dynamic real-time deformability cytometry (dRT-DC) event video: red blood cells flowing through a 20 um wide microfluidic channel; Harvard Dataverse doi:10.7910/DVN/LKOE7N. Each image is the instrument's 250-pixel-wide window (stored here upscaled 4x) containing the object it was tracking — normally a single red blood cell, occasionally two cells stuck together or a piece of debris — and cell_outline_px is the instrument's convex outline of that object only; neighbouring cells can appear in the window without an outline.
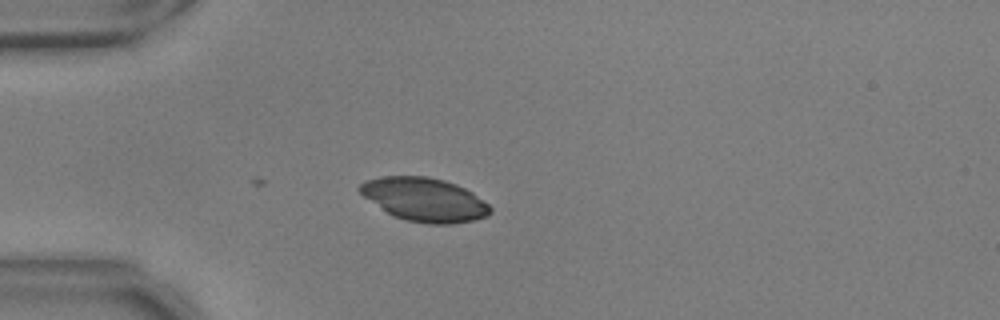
{"species": "common noctule bat (a hibernating species)", "species_latin": "Nyctalus noctula", "temperature_condition": "warm", "stored_images_in_passage": 6, "camera_frame_rate_fps": 3000, "um_per_image_px": 0.085, "animal": {"sex": "male", "body_mass_g": 17.9, "forearm_length_mm": 54.2}, "frame": {"image": 1, "passage_image": 1, "time_ms": 0.0, "image_size_px": [1000, 320], "cell_outline_px": [[492, 212], [488, 216], [472, 220], [452, 224], [428, 224], [408, 220], [392, 216], [364, 196], [356, 188], [364, 180], [380, 176], [428, 176], [444, 180], [456, 184], [472, 192], [488, 204], [492, 208]], "centroid_in_image_um": [36.07, 16.95], "position_along_channel_um": 48.9, "area_um2": 33.18}}